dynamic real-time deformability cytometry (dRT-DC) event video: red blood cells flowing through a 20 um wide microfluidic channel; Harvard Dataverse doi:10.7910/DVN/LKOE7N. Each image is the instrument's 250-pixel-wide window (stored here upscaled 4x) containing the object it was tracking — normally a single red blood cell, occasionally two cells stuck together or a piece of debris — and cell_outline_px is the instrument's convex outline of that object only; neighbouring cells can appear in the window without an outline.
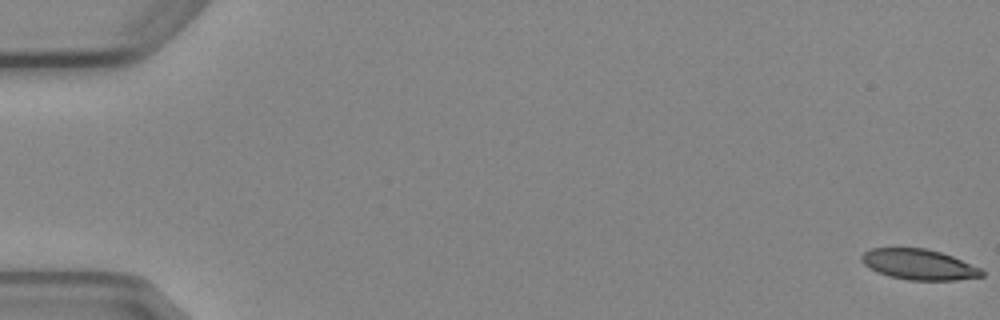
{"species": "Egyptian fruit bat (a non-hibernating species)", "species_latin": "Rousettus aegyptiacus", "temperature_condition": "cold", "stored_images_in_passage": 6, "camera_frame_rate_fps": 3000, "um_per_image_px": 0.085, "animal": {"sex": "female"}, "frame": {"image": 1, "passage_image": 1, "time_ms": 0.0, "image_size_px": [1000, 320], "cell_outline_px": [[984, 276], [956, 280], [908, 280], [888, 276], [876, 272], [868, 268], [860, 260], [860, 256], [864, 252], [872, 248], [924, 248], [940, 252], [952, 256], [980, 268], [984, 272]], "centroid_in_image_um": [78.07, 22.48], "position_along_channel_um": 6.9, "area_um2": 21.44}}
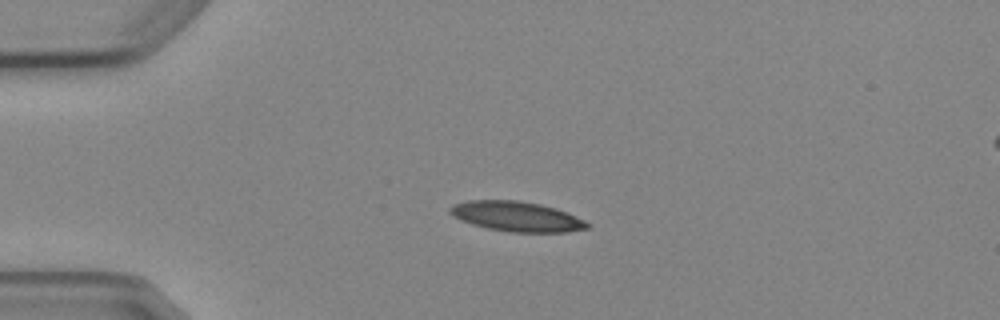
{"frame": {"image": 2, "passage_image": 5, "time_ms": 4.333, "image_size_px": [1000, 320], "cell_outline_px": [[592, 224], [588, 228], [568, 232], [508, 232], [488, 228], [472, 224], [460, 220], [452, 216], [448, 212], [448, 208], [452, 204], [468, 200], [516, 200], [540, 204], [556, 208], [576, 216]], "centroid_in_image_um": [43.89, 18.4], "position_along_channel_um": 41.1, "area_um2": 24.16}}